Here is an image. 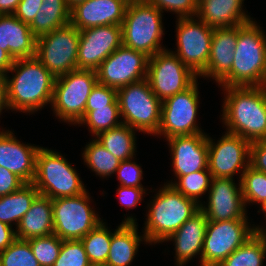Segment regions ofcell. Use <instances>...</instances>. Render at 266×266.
<instances>
[{"mask_svg":"<svg viewBox=\"0 0 266 266\" xmlns=\"http://www.w3.org/2000/svg\"><path fill=\"white\" fill-rule=\"evenodd\" d=\"M39 194L32 183H26L19 190L0 197V222L11 226V222L16 221L18 225Z\"/></svg>","mask_w":266,"mask_h":266,"instance_id":"29","label":"cell"},{"mask_svg":"<svg viewBox=\"0 0 266 266\" xmlns=\"http://www.w3.org/2000/svg\"><path fill=\"white\" fill-rule=\"evenodd\" d=\"M127 5L123 0H85L71 9L70 23L79 30L121 25Z\"/></svg>","mask_w":266,"mask_h":266,"instance_id":"20","label":"cell"},{"mask_svg":"<svg viewBox=\"0 0 266 266\" xmlns=\"http://www.w3.org/2000/svg\"><path fill=\"white\" fill-rule=\"evenodd\" d=\"M250 145L243 137L228 132L215 145L208 137V169L212 178H233L240 168L244 167V171L249 167Z\"/></svg>","mask_w":266,"mask_h":266,"instance_id":"17","label":"cell"},{"mask_svg":"<svg viewBox=\"0 0 266 266\" xmlns=\"http://www.w3.org/2000/svg\"><path fill=\"white\" fill-rule=\"evenodd\" d=\"M238 40V26L215 28L210 56L203 76L214 77L220 82L230 71Z\"/></svg>","mask_w":266,"mask_h":266,"instance_id":"23","label":"cell"},{"mask_svg":"<svg viewBox=\"0 0 266 266\" xmlns=\"http://www.w3.org/2000/svg\"><path fill=\"white\" fill-rule=\"evenodd\" d=\"M42 0H21L14 15L22 22L30 24L40 10Z\"/></svg>","mask_w":266,"mask_h":266,"instance_id":"45","label":"cell"},{"mask_svg":"<svg viewBox=\"0 0 266 266\" xmlns=\"http://www.w3.org/2000/svg\"><path fill=\"white\" fill-rule=\"evenodd\" d=\"M39 148L21 144L11 131L0 132V167L16 174L25 183H32Z\"/></svg>","mask_w":266,"mask_h":266,"instance_id":"21","label":"cell"},{"mask_svg":"<svg viewBox=\"0 0 266 266\" xmlns=\"http://www.w3.org/2000/svg\"><path fill=\"white\" fill-rule=\"evenodd\" d=\"M123 1L129 5V4L136 2V1H139V0H123Z\"/></svg>","mask_w":266,"mask_h":266,"instance_id":"53","label":"cell"},{"mask_svg":"<svg viewBox=\"0 0 266 266\" xmlns=\"http://www.w3.org/2000/svg\"><path fill=\"white\" fill-rule=\"evenodd\" d=\"M154 5L161 12L164 9L177 12L179 18L192 17L197 14V0H144Z\"/></svg>","mask_w":266,"mask_h":266,"instance_id":"41","label":"cell"},{"mask_svg":"<svg viewBox=\"0 0 266 266\" xmlns=\"http://www.w3.org/2000/svg\"><path fill=\"white\" fill-rule=\"evenodd\" d=\"M97 82L95 70L76 69L56 77L51 102L56 115L64 121L79 123Z\"/></svg>","mask_w":266,"mask_h":266,"instance_id":"8","label":"cell"},{"mask_svg":"<svg viewBox=\"0 0 266 266\" xmlns=\"http://www.w3.org/2000/svg\"><path fill=\"white\" fill-rule=\"evenodd\" d=\"M239 181L245 203L262 204L266 200V173L249 166L242 172Z\"/></svg>","mask_w":266,"mask_h":266,"instance_id":"34","label":"cell"},{"mask_svg":"<svg viewBox=\"0 0 266 266\" xmlns=\"http://www.w3.org/2000/svg\"><path fill=\"white\" fill-rule=\"evenodd\" d=\"M108 105H119L117 100V89L96 83L87 99L84 116L96 108L107 107Z\"/></svg>","mask_w":266,"mask_h":266,"instance_id":"40","label":"cell"},{"mask_svg":"<svg viewBox=\"0 0 266 266\" xmlns=\"http://www.w3.org/2000/svg\"><path fill=\"white\" fill-rule=\"evenodd\" d=\"M80 30L71 23L37 38L36 57L56 77L78 69Z\"/></svg>","mask_w":266,"mask_h":266,"instance_id":"10","label":"cell"},{"mask_svg":"<svg viewBox=\"0 0 266 266\" xmlns=\"http://www.w3.org/2000/svg\"><path fill=\"white\" fill-rule=\"evenodd\" d=\"M168 142L176 177L208 169V137L205 133L175 136Z\"/></svg>","mask_w":266,"mask_h":266,"instance_id":"19","label":"cell"},{"mask_svg":"<svg viewBox=\"0 0 266 266\" xmlns=\"http://www.w3.org/2000/svg\"><path fill=\"white\" fill-rule=\"evenodd\" d=\"M122 45L121 25H102L80 30L78 69L97 70Z\"/></svg>","mask_w":266,"mask_h":266,"instance_id":"16","label":"cell"},{"mask_svg":"<svg viewBox=\"0 0 266 266\" xmlns=\"http://www.w3.org/2000/svg\"><path fill=\"white\" fill-rule=\"evenodd\" d=\"M262 86L266 89V78H265L264 83H263Z\"/></svg>","mask_w":266,"mask_h":266,"instance_id":"54","label":"cell"},{"mask_svg":"<svg viewBox=\"0 0 266 266\" xmlns=\"http://www.w3.org/2000/svg\"><path fill=\"white\" fill-rule=\"evenodd\" d=\"M21 0H0V15L14 14Z\"/></svg>","mask_w":266,"mask_h":266,"instance_id":"50","label":"cell"},{"mask_svg":"<svg viewBox=\"0 0 266 266\" xmlns=\"http://www.w3.org/2000/svg\"><path fill=\"white\" fill-rule=\"evenodd\" d=\"M53 266H92L81 240H63Z\"/></svg>","mask_w":266,"mask_h":266,"instance_id":"39","label":"cell"},{"mask_svg":"<svg viewBox=\"0 0 266 266\" xmlns=\"http://www.w3.org/2000/svg\"><path fill=\"white\" fill-rule=\"evenodd\" d=\"M66 4L68 5V7L70 9H72L73 7H75L77 4L85 1V0H65Z\"/></svg>","mask_w":266,"mask_h":266,"instance_id":"51","label":"cell"},{"mask_svg":"<svg viewBox=\"0 0 266 266\" xmlns=\"http://www.w3.org/2000/svg\"><path fill=\"white\" fill-rule=\"evenodd\" d=\"M112 234L105 227L104 223L101 222L96 228L80 239L92 266L105 265Z\"/></svg>","mask_w":266,"mask_h":266,"instance_id":"32","label":"cell"},{"mask_svg":"<svg viewBox=\"0 0 266 266\" xmlns=\"http://www.w3.org/2000/svg\"><path fill=\"white\" fill-rule=\"evenodd\" d=\"M193 17L179 18L177 29V55L194 74L202 76L208 64L214 29Z\"/></svg>","mask_w":266,"mask_h":266,"instance_id":"13","label":"cell"},{"mask_svg":"<svg viewBox=\"0 0 266 266\" xmlns=\"http://www.w3.org/2000/svg\"><path fill=\"white\" fill-rule=\"evenodd\" d=\"M149 57L121 45L96 70L98 83L119 89L147 78Z\"/></svg>","mask_w":266,"mask_h":266,"instance_id":"15","label":"cell"},{"mask_svg":"<svg viewBox=\"0 0 266 266\" xmlns=\"http://www.w3.org/2000/svg\"><path fill=\"white\" fill-rule=\"evenodd\" d=\"M198 103L196 81L186 90L162 101L161 123L157 134L162 133L169 139L202 133L195 124Z\"/></svg>","mask_w":266,"mask_h":266,"instance_id":"14","label":"cell"},{"mask_svg":"<svg viewBox=\"0 0 266 266\" xmlns=\"http://www.w3.org/2000/svg\"><path fill=\"white\" fill-rule=\"evenodd\" d=\"M137 225L132 217L125 219L111 236L109 254L105 266H128L142 241L137 234Z\"/></svg>","mask_w":266,"mask_h":266,"instance_id":"27","label":"cell"},{"mask_svg":"<svg viewBox=\"0 0 266 266\" xmlns=\"http://www.w3.org/2000/svg\"><path fill=\"white\" fill-rule=\"evenodd\" d=\"M9 107L7 91V75L0 73V112L3 108Z\"/></svg>","mask_w":266,"mask_h":266,"instance_id":"48","label":"cell"},{"mask_svg":"<svg viewBox=\"0 0 266 266\" xmlns=\"http://www.w3.org/2000/svg\"><path fill=\"white\" fill-rule=\"evenodd\" d=\"M84 160L95 173L108 176L116 172L120 165V160L105 149L97 140L88 144L84 151Z\"/></svg>","mask_w":266,"mask_h":266,"instance_id":"33","label":"cell"},{"mask_svg":"<svg viewBox=\"0 0 266 266\" xmlns=\"http://www.w3.org/2000/svg\"><path fill=\"white\" fill-rule=\"evenodd\" d=\"M116 172L122 186L143 188L139 182L142 179V170L130 159L121 161Z\"/></svg>","mask_w":266,"mask_h":266,"instance_id":"42","label":"cell"},{"mask_svg":"<svg viewBox=\"0 0 266 266\" xmlns=\"http://www.w3.org/2000/svg\"><path fill=\"white\" fill-rule=\"evenodd\" d=\"M207 221L206 215L199 210L166 239H173L175 241L176 260L178 265L182 266V264L186 263L200 251L202 257V247Z\"/></svg>","mask_w":266,"mask_h":266,"instance_id":"25","label":"cell"},{"mask_svg":"<svg viewBox=\"0 0 266 266\" xmlns=\"http://www.w3.org/2000/svg\"><path fill=\"white\" fill-rule=\"evenodd\" d=\"M120 116L119 105H108L107 107L96 108L89 111L78 124H88L93 134L98 136L100 133L108 131L113 127L119 126L117 117Z\"/></svg>","mask_w":266,"mask_h":266,"instance_id":"35","label":"cell"},{"mask_svg":"<svg viewBox=\"0 0 266 266\" xmlns=\"http://www.w3.org/2000/svg\"><path fill=\"white\" fill-rule=\"evenodd\" d=\"M246 222L247 219L207 221L201 266L220 265L258 232V227L249 228Z\"/></svg>","mask_w":266,"mask_h":266,"instance_id":"9","label":"cell"},{"mask_svg":"<svg viewBox=\"0 0 266 266\" xmlns=\"http://www.w3.org/2000/svg\"><path fill=\"white\" fill-rule=\"evenodd\" d=\"M161 11L139 0L127 5L122 27V45L144 53L149 58L161 52L163 35Z\"/></svg>","mask_w":266,"mask_h":266,"instance_id":"5","label":"cell"},{"mask_svg":"<svg viewBox=\"0 0 266 266\" xmlns=\"http://www.w3.org/2000/svg\"><path fill=\"white\" fill-rule=\"evenodd\" d=\"M37 37L14 14L0 15V48L14 60L36 56Z\"/></svg>","mask_w":266,"mask_h":266,"instance_id":"22","label":"cell"},{"mask_svg":"<svg viewBox=\"0 0 266 266\" xmlns=\"http://www.w3.org/2000/svg\"><path fill=\"white\" fill-rule=\"evenodd\" d=\"M62 239L52 234L28 239L31 250L40 266H53L59 256Z\"/></svg>","mask_w":266,"mask_h":266,"instance_id":"37","label":"cell"},{"mask_svg":"<svg viewBox=\"0 0 266 266\" xmlns=\"http://www.w3.org/2000/svg\"><path fill=\"white\" fill-rule=\"evenodd\" d=\"M32 184L50 199L74 197L86 192L77 172L59 153L39 148Z\"/></svg>","mask_w":266,"mask_h":266,"instance_id":"6","label":"cell"},{"mask_svg":"<svg viewBox=\"0 0 266 266\" xmlns=\"http://www.w3.org/2000/svg\"><path fill=\"white\" fill-rule=\"evenodd\" d=\"M117 100L120 116L125 119L122 123L142 132L158 133L162 101L153 93L147 79L119 88Z\"/></svg>","mask_w":266,"mask_h":266,"instance_id":"7","label":"cell"},{"mask_svg":"<svg viewBox=\"0 0 266 266\" xmlns=\"http://www.w3.org/2000/svg\"><path fill=\"white\" fill-rule=\"evenodd\" d=\"M17 229L16 237L23 240L52 235L54 232L52 199L39 194L21 218Z\"/></svg>","mask_w":266,"mask_h":266,"instance_id":"26","label":"cell"},{"mask_svg":"<svg viewBox=\"0 0 266 266\" xmlns=\"http://www.w3.org/2000/svg\"><path fill=\"white\" fill-rule=\"evenodd\" d=\"M14 59L12 56L5 50L0 48V73L7 74L6 72L12 67Z\"/></svg>","mask_w":266,"mask_h":266,"instance_id":"49","label":"cell"},{"mask_svg":"<svg viewBox=\"0 0 266 266\" xmlns=\"http://www.w3.org/2000/svg\"><path fill=\"white\" fill-rule=\"evenodd\" d=\"M231 71L219 82L224 87L262 86L266 78V37L253 21L238 26Z\"/></svg>","mask_w":266,"mask_h":266,"instance_id":"3","label":"cell"},{"mask_svg":"<svg viewBox=\"0 0 266 266\" xmlns=\"http://www.w3.org/2000/svg\"><path fill=\"white\" fill-rule=\"evenodd\" d=\"M13 70L16 75L7 78L9 108L34 112L52 102L56 78L36 56L14 60Z\"/></svg>","mask_w":266,"mask_h":266,"instance_id":"2","label":"cell"},{"mask_svg":"<svg viewBox=\"0 0 266 266\" xmlns=\"http://www.w3.org/2000/svg\"><path fill=\"white\" fill-rule=\"evenodd\" d=\"M199 210L198 202L185 197L168 184L153 200L143 238L146 242H163Z\"/></svg>","mask_w":266,"mask_h":266,"instance_id":"4","label":"cell"},{"mask_svg":"<svg viewBox=\"0 0 266 266\" xmlns=\"http://www.w3.org/2000/svg\"><path fill=\"white\" fill-rule=\"evenodd\" d=\"M196 76L173 52L163 50L148 60L146 79L161 101L189 88Z\"/></svg>","mask_w":266,"mask_h":266,"instance_id":"12","label":"cell"},{"mask_svg":"<svg viewBox=\"0 0 266 266\" xmlns=\"http://www.w3.org/2000/svg\"><path fill=\"white\" fill-rule=\"evenodd\" d=\"M16 239V231L12 230L11 226L0 222V252L4 251Z\"/></svg>","mask_w":266,"mask_h":266,"instance_id":"47","label":"cell"},{"mask_svg":"<svg viewBox=\"0 0 266 266\" xmlns=\"http://www.w3.org/2000/svg\"><path fill=\"white\" fill-rule=\"evenodd\" d=\"M24 184L26 183L16 174L0 167V197L19 190Z\"/></svg>","mask_w":266,"mask_h":266,"instance_id":"43","label":"cell"},{"mask_svg":"<svg viewBox=\"0 0 266 266\" xmlns=\"http://www.w3.org/2000/svg\"><path fill=\"white\" fill-rule=\"evenodd\" d=\"M1 253V266H40L28 240L16 239Z\"/></svg>","mask_w":266,"mask_h":266,"instance_id":"38","label":"cell"},{"mask_svg":"<svg viewBox=\"0 0 266 266\" xmlns=\"http://www.w3.org/2000/svg\"><path fill=\"white\" fill-rule=\"evenodd\" d=\"M211 184L208 207L200 204L208 221L246 219L241 184L237 188L232 178H212Z\"/></svg>","mask_w":266,"mask_h":266,"instance_id":"18","label":"cell"},{"mask_svg":"<svg viewBox=\"0 0 266 266\" xmlns=\"http://www.w3.org/2000/svg\"><path fill=\"white\" fill-rule=\"evenodd\" d=\"M224 89L228 92L223 107L227 132L250 143L266 140V89L263 86Z\"/></svg>","mask_w":266,"mask_h":266,"instance_id":"1","label":"cell"},{"mask_svg":"<svg viewBox=\"0 0 266 266\" xmlns=\"http://www.w3.org/2000/svg\"><path fill=\"white\" fill-rule=\"evenodd\" d=\"M250 166L257 171L266 173V140L251 143Z\"/></svg>","mask_w":266,"mask_h":266,"instance_id":"44","label":"cell"},{"mask_svg":"<svg viewBox=\"0 0 266 266\" xmlns=\"http://www.w3.org/2000/svg\"><path fill=\"white\" fill-rule=\"evenodd\" d=\"M89 199L87 192L52 199L53 234L62 240H80L96 228L102 221L89 206Z\"/></svg>","mask_w":266,"mask_h":266,"instance_id":"11","label":"cell"},{"mask_svg":"<svg viewBox=\"0 0 266 266\" xmlns=\"http://www.w3.org/2000/svg\"><path fill=\"white\" fill-rule=\"evenodd\" d=\"M177 178H179V184L171 183L169 185L176 191L182 193L185 197L198 202V197L208 190L212 175L209 169H204L184 176H177Z\"/></svg>","mask_w":266,"mask_h":266,"instance_id":"36","label":"cell"},{"mask_svg":"<svg viewBox=\"0 0 266 266\" xmlns=\"http://www.w3.org/2000/svg\"><path fill=\"white\" fill-rule=\"evenodd\" d=\"M134 129L121 123L119 126L100 133L96 139L120 161L132 159L135 151Z\"/></svg>","mask_w":266,"mask_h":266,"instance_id":"30","label":"cell"},{"mask_svg":"<svg viewBox=\"0 0 266 266\" xmlns=\"http://www.w3.org/2000/svg\"><path fill=\"white\" fill-rule=\"evenodd\" d=\"M144 188L124 187L120 185L118 188L120 202L128 208L136 207L138 202L142 200Z\"/></svg>","mask_w":266,"mask_h":266,"instance_id":"46","label":"cell"},{"mask_svg":"<svg viewBox=\"0 0 266 266\" xmlns=\"http://www.w3.org/2000/svg\"><path fill=\"white\" fill-rule=\"evenodd\" d=\"M70 20L71 9L65 0H42L40 10L29 26L38 38L70 24Z\"/></svg>","mask_w":266,"mask_h":266,"instance_id":"28","label":"cell"},{"mask_svg":"<svg viewBox=\"0 0 266 266\" xmlns=\"http://www.w3.org/2000/svg\"><path fill=\"white\" fill-rule=\"evenodd\" d=\"M242 1L198 0L196 15L213 29L244 25L251 20L241 10Z\"/></svg>","mask_w":266,"mask_h":266,"instance_id":"24","label":"cell"},{"mask_svg":"<svg viewBox=\"0 0 266 266\" xmlns=\"http://www.w3.org/2000/svg\"><path fill=\"white\" fill-rule=\"evenodd\" d=\"M262 210L266 213V200L261 204Z\"/></svg>","mask_w":266,"mask_h":266,"instance_id":"52","label":"cell"},{"mask_svg":"<svg viewBox=\"0 0 266 266\" xmlns=\"http://www.w3.org/2000/svg\"><path fill=\"white\" fill-rule=\"evenodd\" d=\"M266 253V233L262 228L218 266H262Z\"/></svg>","mask_w":266,"mask_h":266,"instance_id":"31","label":"cell"}]
</instances>
